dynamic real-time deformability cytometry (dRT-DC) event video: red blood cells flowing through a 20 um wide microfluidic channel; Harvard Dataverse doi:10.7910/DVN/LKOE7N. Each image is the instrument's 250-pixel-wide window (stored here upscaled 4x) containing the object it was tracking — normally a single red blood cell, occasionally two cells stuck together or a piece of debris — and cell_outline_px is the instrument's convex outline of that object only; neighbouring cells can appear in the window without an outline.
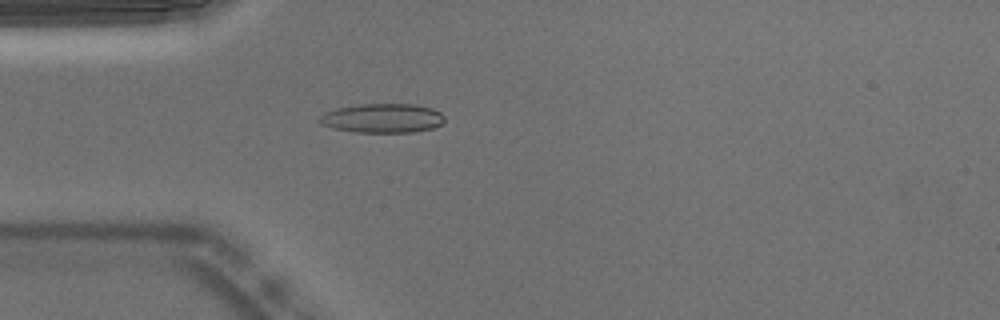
{"species": "Egyptian fruit bat (a non-hibernating species)", "species_latin": "Rousettus aegyptiacus", "temperature_condition": "warm", "stored_images_in_passage": 53, "camera_frame_rate_fps": 3000, "um_per_image_px": 0.085, "animal": {"sex": "male"}, "frame": {"image": 1, "passage_image": 15, "time_ms": 4.667, "image_size_px": [1000, 320], "cell_outline_px": [[444, 120], [440, 124], [432, 128], [412, 132], [352, 132], [332, 128], [320, 124], [316, 120], [324, 112], [336, 108], [360, 104], [416, 104], [432, 108], [440, 112], [444, 116]], "centroid_in_image_um": [32.46, 10.04], "position_along_channel_um": 52.5, "area_um2": 21.44}}
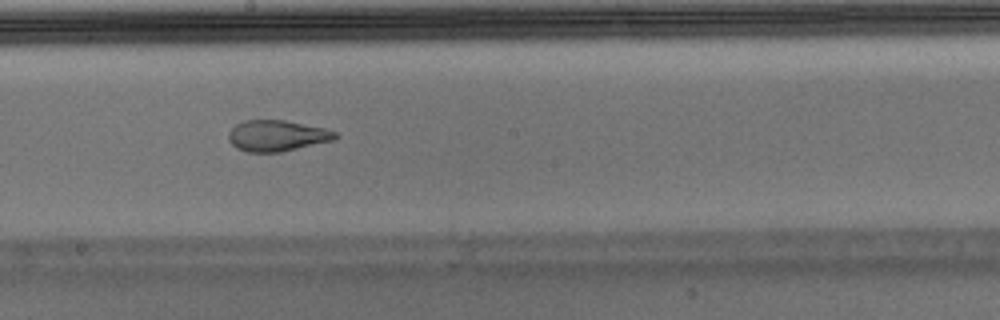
{"frame": {"image": 2, "passage_image": 29, "time_ms": 9.333, "image_size_px": [1000, 320], "cell_outline_px": [[340, 136], [336, 140], [280, 152], [248, 152], [236, 148], [228, 140], [228, 132], [236, 124], [244, 120], [284, 120], [324, 128], [336, 132]], "centroid_in_image_um": [23.55, 11.54], "position_along_channel_um": 224.6, "area_um2": 19.42}}
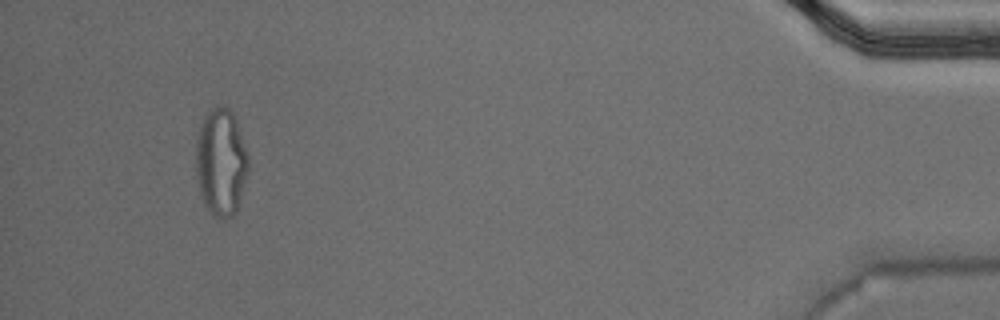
{"frame": {"image": 3, "passage_image": 50, "time_ms": 16.333, "image_size_px": [1000, 320], "cell_outline_px": [[248, 172], [236, 212], [232, 216], [224, 220], [220, 220], [212, 216], [204, 204], [200, 192], [196, 176], [196, 140], [200, 124], [208, 108], [216, 104], [228, 108], [232, 112], [236, 120], [248, 156]], "centroid_in_image_um": [18.76, 13.78], "position_along_channel_um": 416.4, "area_um2": 33.23}, "authors_computed_cell_mechanics": {"area_um2": 21.1548, "velocity_mm_per_s": 3.7822, "shape_relaxation_time_tau1_ms": null, "shape_relaxation_time_tau2_ms": 1.8282, "deformation_change_tau1": null, "deformation_change_tau2": 0.0801}}